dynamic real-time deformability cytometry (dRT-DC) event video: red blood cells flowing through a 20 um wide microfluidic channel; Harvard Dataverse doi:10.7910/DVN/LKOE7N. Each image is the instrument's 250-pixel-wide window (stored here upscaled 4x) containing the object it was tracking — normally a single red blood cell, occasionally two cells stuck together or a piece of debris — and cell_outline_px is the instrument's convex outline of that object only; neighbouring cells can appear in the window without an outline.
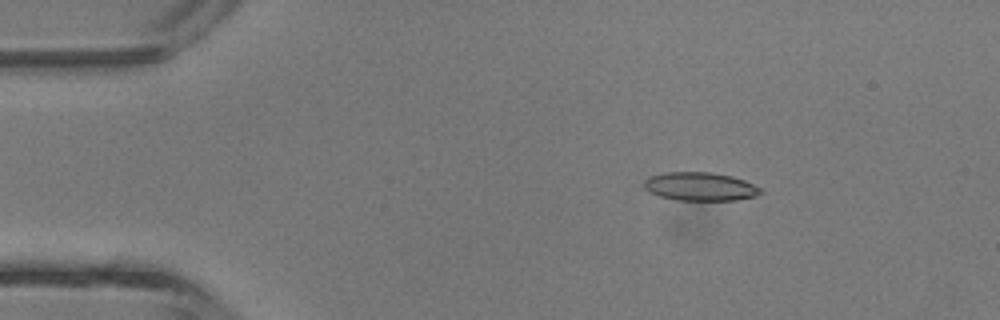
{"species": "common noctule bat (a hibernating species)", "species_latin": "Nyctalus noctula", "temperature_condition": "room temperature", "stored_images_in_passage": 37, "camera_frame_rate_fps": 3000, "um_per_image_px": 0.085, "animal": {"sex": "male", "body_mass_g": 13.3}, "frame": {"image": 1, "passage_image": 2, "time_ms": 0.333, "image_size_px": [1000, 320], "cell_outline_px": [[764, 192], [756, 196], [736, 200], [676, 200], [660, 196], [644, 188], [644, 180], [648, 176], [668, 172], [712, 172], [732, 176], [744, 180], [760, 188]], "centroid_in_image_um": [59.52, 15.85], "position_along_channel_um": 25.5, "area_um2": 19.31}}
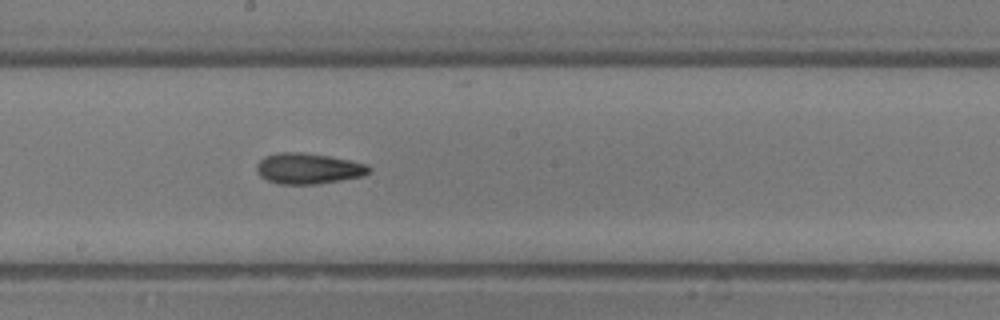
{"frame": {"image": 2, "passage_image": 18, "time_ms": 5.667, "image_size_px": [1000, 320], "cell_outline_px": [[372, 168], [364, 176], [316, 184], [280, 184], [268, 180], [260, 176], [256, 172], [256, 164], [264, 156], [280, 152], [300, 152], [328, 156], [368, 164]], "centroid_in_image_um": [26.19, 14.32], "position_along_channel_um": 222.0, "area_um2": 20.11}}
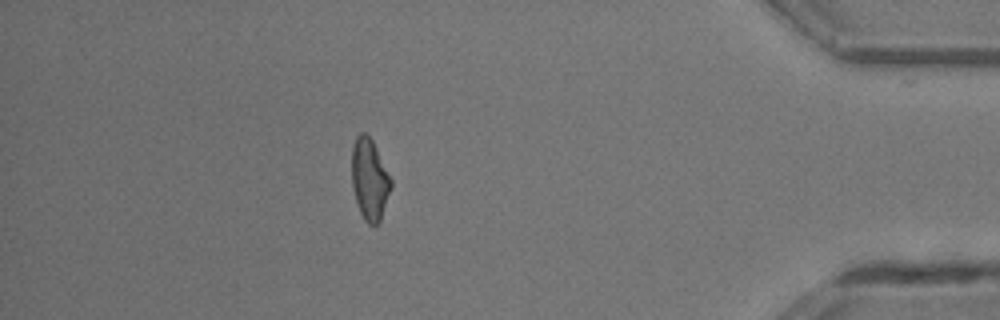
{"frame": {"image": 3, "passage_image": 32, "time_ms": 10.333, "image_size_px": [1000, 320], "cell_outline_px": [[392, 188], [380, 220], [376, 224], [368, 224], [364, 220], [360, 212], [352, 188], [352, 148], [356, 136], [360, 132], [364, 132], [372, 140], [392, 180]], "centroid_in_image_um": [31.41, 15.24], "position_along_channel_um": 403.8, "area_um2": 18.5}, "authors_computed_cell_mechanics": {"area_um2": 19.3052, "velocity_mm_per_s": 4.9378, "shape_relaxation_time_tau1_ms": 8.5178, "shape_relaxation_time_tau2_ms": 6.854, "deformation_change_tau1": 0.205, "deformation_change_tau2": 0.2098}}